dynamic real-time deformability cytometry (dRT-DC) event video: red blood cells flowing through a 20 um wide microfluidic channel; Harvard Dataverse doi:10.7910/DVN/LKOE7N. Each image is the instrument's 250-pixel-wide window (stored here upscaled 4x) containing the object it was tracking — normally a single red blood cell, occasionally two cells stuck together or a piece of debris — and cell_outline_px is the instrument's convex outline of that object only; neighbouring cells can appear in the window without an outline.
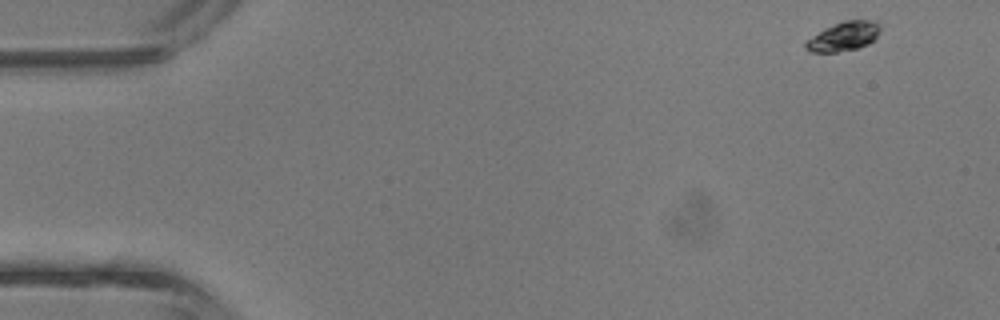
{"species": "common noctule bat (a hibernating species)", "species_latin": "Nyctalus noctula", "temperature_condition": "room temperature", "stored_images_in_passage": 11, "camera_frame_rate_fps": 3000, "um_per_image_px": 0.085, "animal": {"sex": "male", "body_mass_g": 13.3}, "frame": {"image": 1, "passage_image": 1, "time_ms": 0.0, "image_size_px": [1000, 320], "cell_outline_px": [[884, 24], [880, 32], [868, 44], [856, 48], [836, 52], [812, 52], [804, 48], [804, 40], [824, 28], [844, 20], [876, 20]], "centroid_in_image_um": [71.71, 3.07], "position_along_channel_um": 13.3, "area_um2": 12.95}}